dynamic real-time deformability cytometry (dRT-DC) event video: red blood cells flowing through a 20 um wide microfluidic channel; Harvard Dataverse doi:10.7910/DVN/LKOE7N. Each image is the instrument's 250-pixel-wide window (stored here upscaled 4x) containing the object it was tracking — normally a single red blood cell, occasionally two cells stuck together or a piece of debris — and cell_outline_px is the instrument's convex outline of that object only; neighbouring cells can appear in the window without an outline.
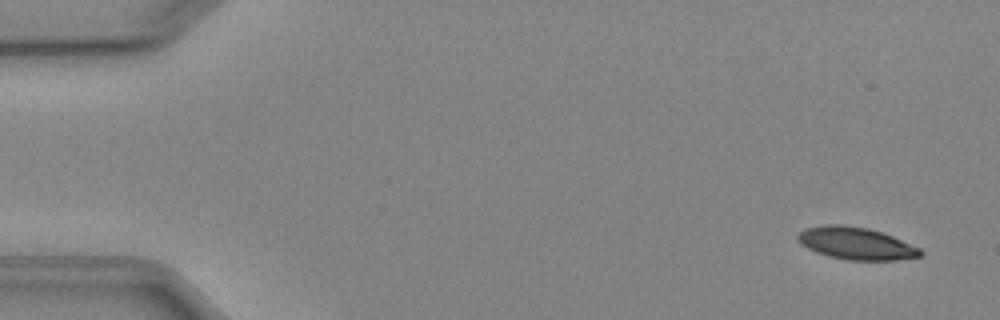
{"species": "Egyptian fruit bat (a non-hibernating species)", "species_latin": "Rousettus aegyptiacus", "temperature_condition": "cold", "stored_images_in_passage": 8, "camera_frame_rate_fps": 3000, "um_per_image_px": 0.085, "animal": {"sex": "female"}, "frame": {"image": 1, "passage_image": 1, "time_ms": 0.0, "image_size_px": [1000, 320], "cell_outline_px": [[924, 252], [920, 256], [896, 260], [848, 260], [828, 256], [816, 252], [800, 244], [796, 240], [796, 236], [804, 228], [824, 224], [844, 224], [868, 228], [884, 232], [920, 248]], "centroid_in_image_um": [72.74, 20.67], "position_along_channel_um": 12.3, "area_um2": 23.35}}
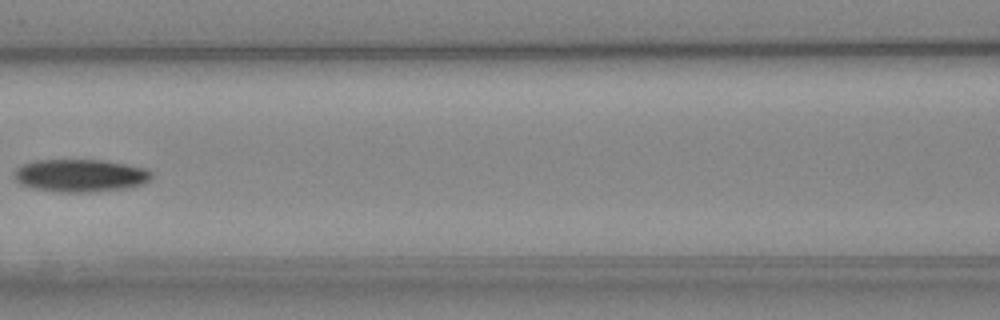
{"frame": {"image": 2, "passage_image": 7, "time_ms": 7.0, "image_size_px": [1000, 320], "cell_outline_px": [[152, 176], [144, 184], [128, 188], [88, 192], [60, 192], [32, 188], [20, 184], [12, 176], [16, 168], [20, 164], [36, 160], [104, 160], [128, 164], [144, 168], [152, 172]], "centroid_in_image_um": [6.8, 14.91], "position_along_channel_um": 159.8, "area_um2": 26.41}}
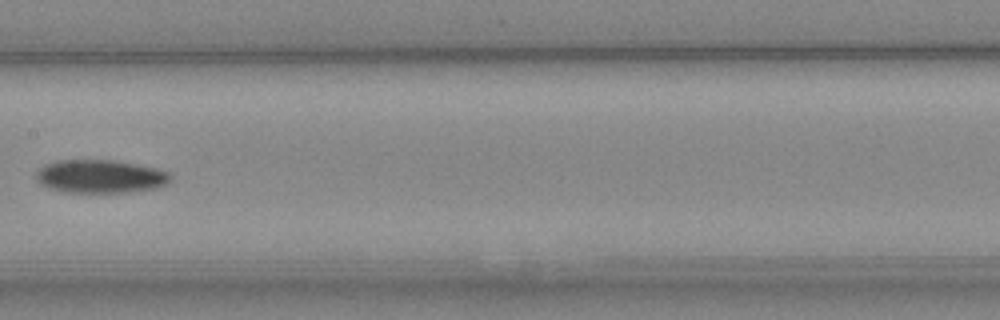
{"frame": {"image": 3, "passage_image": 8, "time_ms": 8.0, "image_size_px": [1000, 320], "cell_outline_px": [[172, 180], [168, 184], [156, 188], [128, 192], [64, 192], [48, 188], [40, 184], [36, 180], [36, 172], [44, 164], [56, 160], [112, 160], [156, 168], [168, 172], [172, 176]], "centroid_in_image_um": [8.51, 15.0], "position_along_channel_um": 198.9, "area_um2": 26.18}}